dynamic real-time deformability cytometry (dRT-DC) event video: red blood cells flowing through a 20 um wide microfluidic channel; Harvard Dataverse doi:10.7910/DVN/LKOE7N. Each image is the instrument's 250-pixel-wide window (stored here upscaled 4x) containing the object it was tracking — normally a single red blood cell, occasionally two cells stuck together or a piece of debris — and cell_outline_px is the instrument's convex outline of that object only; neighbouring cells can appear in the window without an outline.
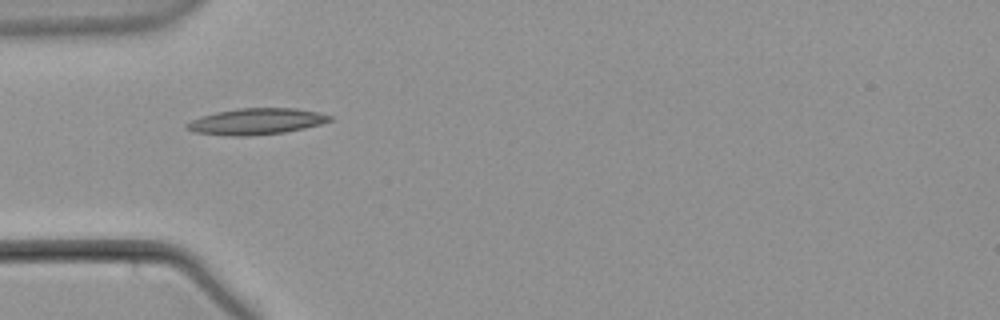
{"species": "common noctule bat (a hibernating species)", "species_latin": "Nyctalus noctula", "temperature_condition": "warm", "stored_images_in_passage": 33, "camera_frame_rate_fps": 3000, "um_per_image_px": 0.085, "animal": {"sex": "male", "body_mass_g": 21.5, "forearm_length_mm": 52.0}, "frame": {"image": 1, "passage_image": 1, "time_ms": 0.0, "image_size_px": [1000, 320], "cell_outline_px": [[332, 120], [320, 124], [304, 128], [284, 132], [244, 136], [232, 136], [196, 132], [184, 128], [184, 124], [200, 116], [216, 112], [236, 108], [296, 108], [316, 112], [332, 116]], "centroid_in_image_um": [21.75, 10.31], "position_along_channel_um": 63.3, "area_um2": 21.73}}
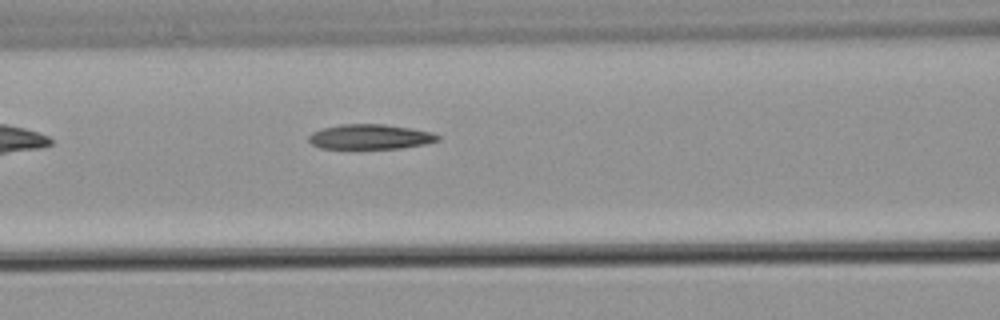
{"frame": {"image": 2, "passage_image": 7, "time_ms": 2.0, "image_size_px": [1000, 320], "cell_outline_px": [[440, 140], [424, 144], [400, 148], [320, 148], [312, 144], [308, 140], [308, 136], [312, 132], [324, 128], [340, 124], [384, 124], [412, 128], [432, 132], [440, 136]], "centroid_in_image_um": [31.47, 11.62], "position_along_channel_um": 135.1, "area_um2": 18.67}}
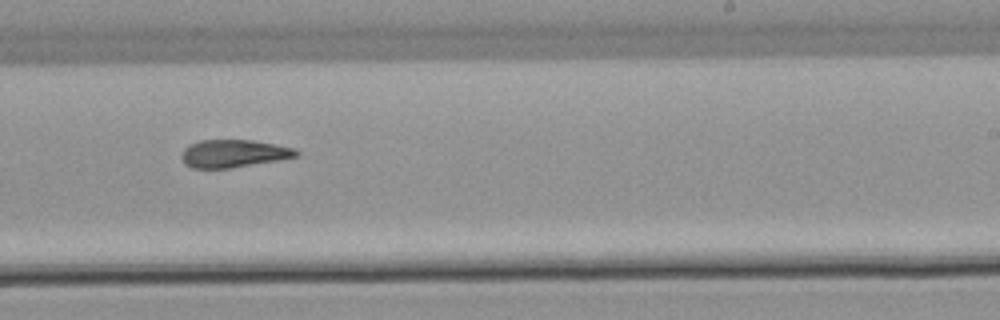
{"frame": {"image": 3, "passage_image": 18, "time_ms": 5.667, "image_size_px": [1000, 320], "cell_outline_px": [[300, 152], [296, 156], [276, 160], [232, 168], [192, 168], [184, 164], [180, 156], [184, 148], [200, 140], [252, 140], [292, 148]], "centroid_in_image_um": [19.79, 13.05], "position_along_channel_um": 269.2, "area_um2": 18.26}}